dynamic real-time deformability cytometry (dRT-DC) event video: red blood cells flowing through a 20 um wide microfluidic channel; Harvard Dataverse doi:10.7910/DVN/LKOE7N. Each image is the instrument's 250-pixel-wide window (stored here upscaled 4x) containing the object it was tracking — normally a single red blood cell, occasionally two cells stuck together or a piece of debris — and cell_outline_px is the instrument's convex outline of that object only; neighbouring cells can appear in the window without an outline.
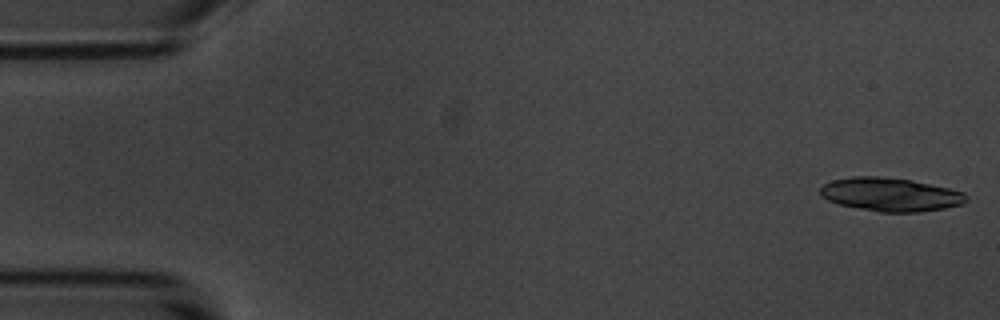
{"species": "common noctule bat (a hibernating species)", "species_latin": "Nyctalus noctula", "temperature_condition": "room temperature", "stored_images_in_passage": 31, "camera_frame_rate_fps": 3000, "um_per_image_px": 0.085, "animal": {"sex": "male", "body_mass_g": 20.1, "forearm_length_mm": 53.5}, "frame": {"image": 1, "passage_image": 1, "time_ms": 0.0, "image_size_px": [1000, 320], "cell_outline_px": [[968, 200], [964, 204], [944, 208], [920, 212], [880, 212], [840, 204], [828, 200], [820, 196], [820, 188], [824, 184], [832, 180], [852, 176], [880, 176], [912, 180], [948, 188], [964, 192], [968, 196]], "centroid_in_image_um": [75.71, 16.53], "position_along_channel_um": 9.3, "area_um2": 28.55}}
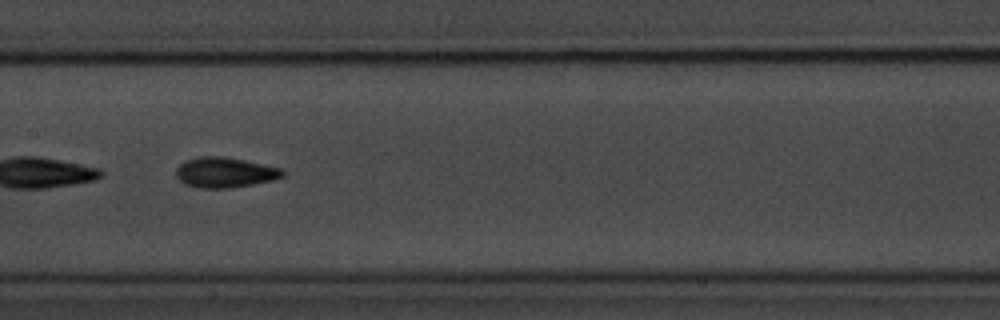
{"frame": {"image": 2, "passage_image": 27, "time_ms": 8.667, "image_size_px": [1000, 320], "cell_outline_px": [[284, 176], [272, 180], [232, 188], [196, 188], [184, 184], [176, 176], [176, 168], [180, 164], [188, 160], [200, 156], [224, 156], [244, 160], [280, 168], [284, 172]], "centroid_in_image_um": [19.08, 14.66], "position_along_channel_um": 188.3, "area_um2": 18.73}}